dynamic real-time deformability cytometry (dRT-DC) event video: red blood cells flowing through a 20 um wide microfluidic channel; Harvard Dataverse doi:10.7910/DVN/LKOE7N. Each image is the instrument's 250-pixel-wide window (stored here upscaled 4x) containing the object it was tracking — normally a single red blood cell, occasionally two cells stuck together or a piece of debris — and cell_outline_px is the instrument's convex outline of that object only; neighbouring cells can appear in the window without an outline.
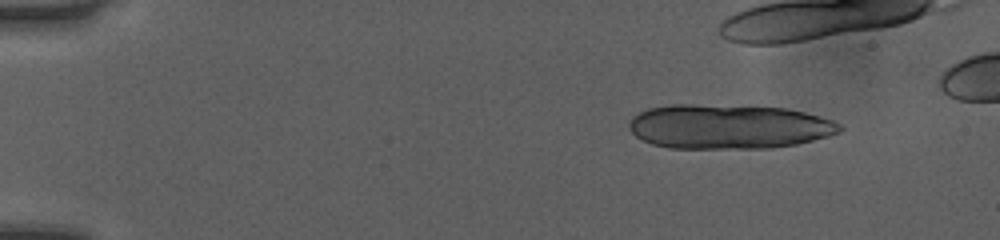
{"species": "human", "species_latin": "Homo sapiens", "temperature_condition": "room temperature", "stored_images_in_passage": 19, "camera_frame_rate_fps": 3000, "um_per_image_px": 0.085, "donor": {"sex": "female"}, "frame": {"image": 1, "passage_image": 6, "time_ms": 1.667, "image_size_px": [1000, 240], "cell_outline_px": [[844, 128], [840, 132], [828, 136], [796, 144], [772, 148], [668, 148], [652, 144], [636, 136], [628, 128], [628, 124], [632, 116], [648, 108], [672, 104], [692, 104], [784, 108], [804, 112], [836, 120]], "centroid_in_image_um": [61.93, 10.76], "position_along_channel_um": 23.1, "area_um2": 54.79}}